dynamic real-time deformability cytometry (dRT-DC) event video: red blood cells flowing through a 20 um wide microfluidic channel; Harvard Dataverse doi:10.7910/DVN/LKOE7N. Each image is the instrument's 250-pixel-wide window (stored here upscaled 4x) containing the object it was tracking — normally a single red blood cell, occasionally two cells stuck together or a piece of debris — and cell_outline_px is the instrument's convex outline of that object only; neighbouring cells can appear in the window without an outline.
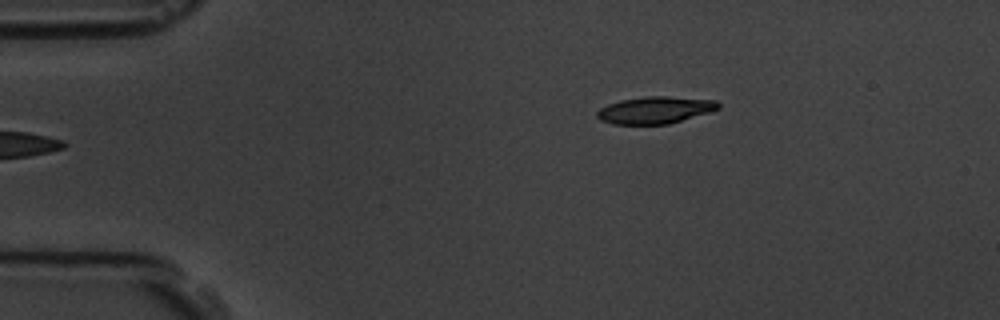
{"species": "common noctule bat (a hibernating species)", "species_latin": "Nyctalus noctula", "temperature_condition": "room temperature", "stored_images_in_passage": 4, "camera_frame_rate_fps": 3000, "um_per_image_px": 0.085, "animal": {"sex": "male", "body_mass_g": 19.5, "forearm_length_mm": 54.6}, "frame": {"image": 1, "passage_image": 4, "time_ms": 4.333, "image_size_px": [1000, 320], "cell_outline_px": [[720, 108], [712, 112], [668, 124], [612, 124], [600, 120], [596, 116], [596, 112], [600, 108], [608, 104], [620, 100], [644, 96], [668, 96], [716, 100], [720, 104]], "centroid_in_image_um": [55.7, 9.35], "position_along_channel_um": 29.3, "area_um2": 19.31}}